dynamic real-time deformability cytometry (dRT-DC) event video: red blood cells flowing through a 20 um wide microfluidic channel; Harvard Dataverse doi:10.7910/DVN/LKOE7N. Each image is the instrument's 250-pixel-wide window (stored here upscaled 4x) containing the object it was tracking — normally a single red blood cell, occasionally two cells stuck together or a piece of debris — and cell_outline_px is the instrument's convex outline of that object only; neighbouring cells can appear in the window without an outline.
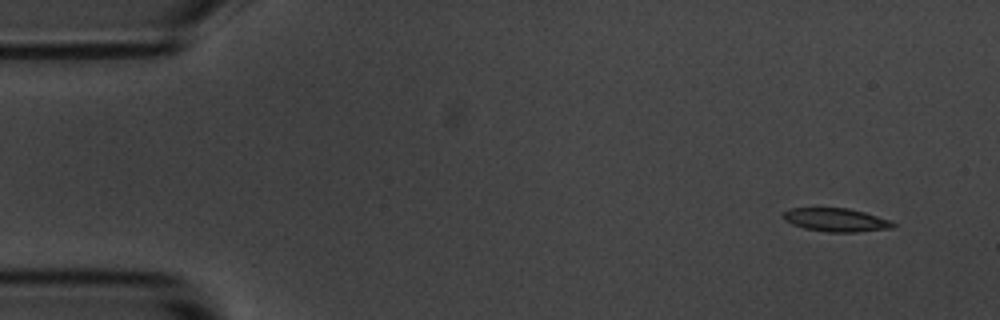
{"species": "common noctule bat (a hibernating species)", "species_latin": "Nyctalus noctula", "temperature_condition": "room temperature", "stored_images_in_passage": 4, "camera_frame_rate_fps": 3000, "um_per_image_px": 0.085, "animal": {"sex": "male", "body_mass_g": 20.1, "forearm_length_mm": 53.5}, "frame": {"image": 1, "passage_image": 1, "time_ms": 0.0, "image_size_px": [1000, 320], "cell_outline_px": [[896, 224], [892, 228], [856, 232], [828, 232], [804, 228], [792, 224], [784, 220], [784, 212], [792, 208], [848, 208], [864, 212], [892, 220]], "centroid_in_image_um": [71.1, 18.69], "position_along_channel_um": 13.9, "area_um2": 14.91}}
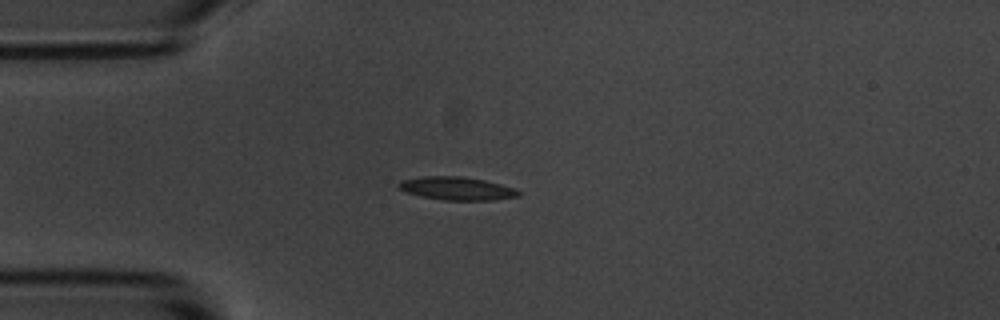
{"frame": {"image": 2, "passage_image": 4, "time_ms": 1.0, "image_size_px": [1000, 320], "cell_outline_px": [[520, 196], [492, 200], [440, 200], [420, 196], [408, 192], [400, 188], [396, 184], [400, 180], [424, 176], [460, 176], [484, 180], [516, 188], [520, 192]], "centroid_in_image_um": [38.83, 16.02], "position_along_channel_um": 46.2, "area_um2": 16.18}}